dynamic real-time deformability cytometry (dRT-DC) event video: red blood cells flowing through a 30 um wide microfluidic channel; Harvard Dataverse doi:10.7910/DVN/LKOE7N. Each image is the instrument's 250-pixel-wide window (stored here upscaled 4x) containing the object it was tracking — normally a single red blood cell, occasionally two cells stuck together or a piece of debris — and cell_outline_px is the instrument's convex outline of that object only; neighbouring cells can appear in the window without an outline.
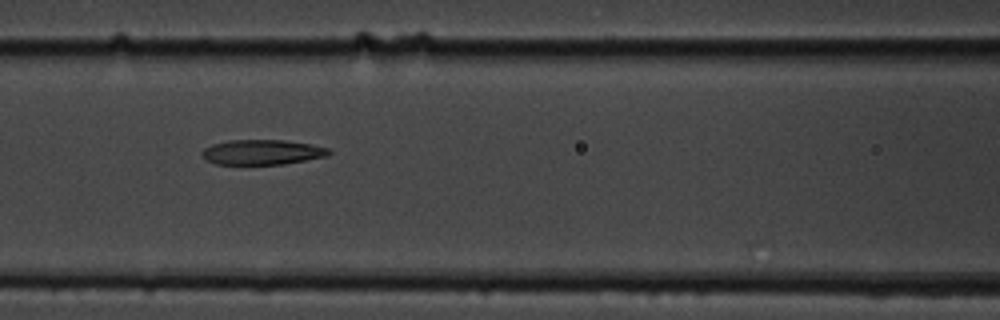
{"species": "common noctule bat (a hibernating species)", "species_latin": "Nyctalus noctula", "temperature_condition": "cold", "stored_images_in_passage": 6, "camera_frame_rate_fps": 3000, "um_per_image_px": 0.085, "animal": {"sex": "male", "body_mass_g": 19.5, "forearm_length_mm": 54.6}, "frame": {"image": 1, "passage_image": 5, "time_ms": 4.667, "image_size_px": [1000, 320], "cell_outline_px": [[332, 152], [328, 156], [284, 164], [216, 164], [204, 160], [200, 152], [204, 148], [212, 144], [228, 140], [284, 140], [312, 144], [328, 148]], "centroid_in_image_um": [22.27, 12.93], "position_along_channel_um": 144.3, "area_um2": 18.67}}
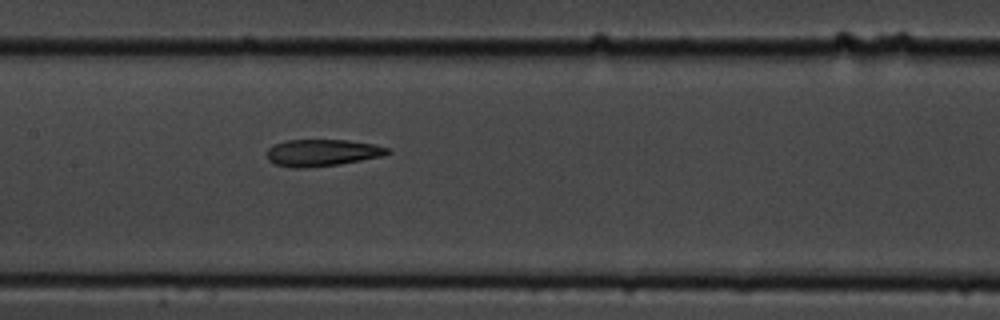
{"frame": {"image": 2, "passage_image": 6, "time_ms": 5.667, "image_size_px": [1000, 320], "cell_outline_px": [[392, 152], [384, 156], [340, 164], [308, 168], [292, 168], [276, 164], [268, 160], [268, 148], [272, 144], [288, 140], [348, 140], [376, 144], [388, 148]], "centroid_in_image_um": [27.41, 12.98], "position_along_channel_um": 180.0, "area_um2": 19.07}}